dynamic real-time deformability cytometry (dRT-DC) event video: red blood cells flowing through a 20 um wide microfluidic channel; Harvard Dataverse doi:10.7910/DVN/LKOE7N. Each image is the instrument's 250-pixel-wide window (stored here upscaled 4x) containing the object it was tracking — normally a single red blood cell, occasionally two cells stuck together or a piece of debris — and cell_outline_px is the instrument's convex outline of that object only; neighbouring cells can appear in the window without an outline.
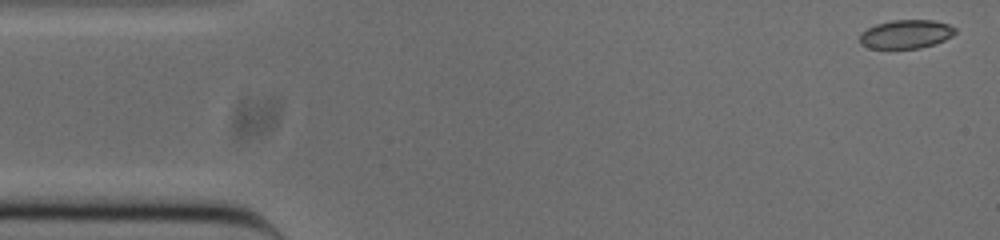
{"species": "common noctule bat (a hibernating species)", "species_latin": "Nyctalus noctula", "temperature_condition": "cold", "stored_images_in_passage": 51, "camera_frame_rate_fps": 3000, "um_per_image_px": 0.085, "animal": {"sex": "male", "body_mass_g": 20.0, "forearm_length_mm": 53.3}, "frame": {"image": 1, "passage_image": 1, "time_ms": 0.0, "image_size_px": [1000, 240], "cell_outline_px": [[956, 32], [952, 36], [944, 40], [920, 48], [868, 48], [860, 44], [860, 32], [876, 24], [892, 20], [932, 20], [948, 24], [956, 28]], "centroid_in_image_um": [76.99, 2.9], "position_along_channel_um": 8.0, "area_um2": 15.9}}
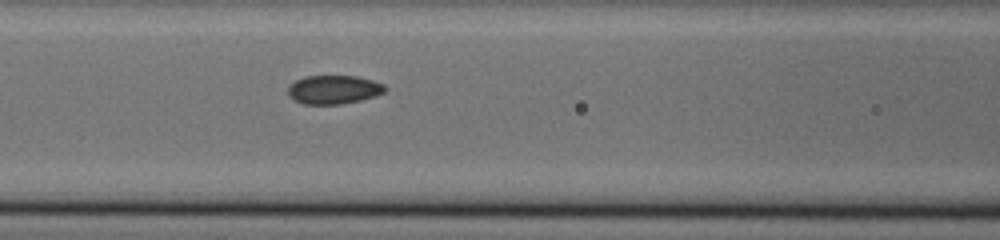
{"frame": {"image": 2, "passage_image": 20, "time_ms": 6.333, "image_size_px": [1000, 240], "cell_outline_px": [[388, 88], [384, 92], [376, 96], [360, 100], [340, 104], [304, 104], [288, 96], [288, 88], [296, 80], [304, 76], [356, 76], [372, 80], [384, 84]], "centroid_in_image_um": [28.39, 7.61], "position_along_channel_um": 138.2, "area_um2": 16.18}}
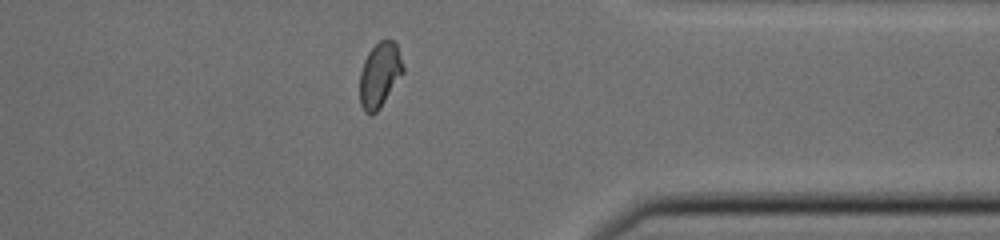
{"frame": {"image": 3, "passage_image": 40, "time_ms": 13.0, "image_size_px": [1000, 240], "cell_outline_px": [[404, 72], [380, 108], [376, 112], [364, 112], [360, 104], [360, 72], [364, 60], [368, 52], [380, 40], [392, 40], [396, 44], [404, 68]], "centroid_in_image_um": [32.27, 6.36], "position_along_channel_um": 379.1, "area_um2": 16.18}, "authors_computed_cell_mechanics": {"area_um2": 16.473, "velocity_mm_per_s": 3.8526, "shape_relaxation_time_tau1_ms": null, "shape_relaxation_time_tau2_ms": 1.2371, "deformation_change_tau1": null, "deformation_change_tau2": 0.0447}}